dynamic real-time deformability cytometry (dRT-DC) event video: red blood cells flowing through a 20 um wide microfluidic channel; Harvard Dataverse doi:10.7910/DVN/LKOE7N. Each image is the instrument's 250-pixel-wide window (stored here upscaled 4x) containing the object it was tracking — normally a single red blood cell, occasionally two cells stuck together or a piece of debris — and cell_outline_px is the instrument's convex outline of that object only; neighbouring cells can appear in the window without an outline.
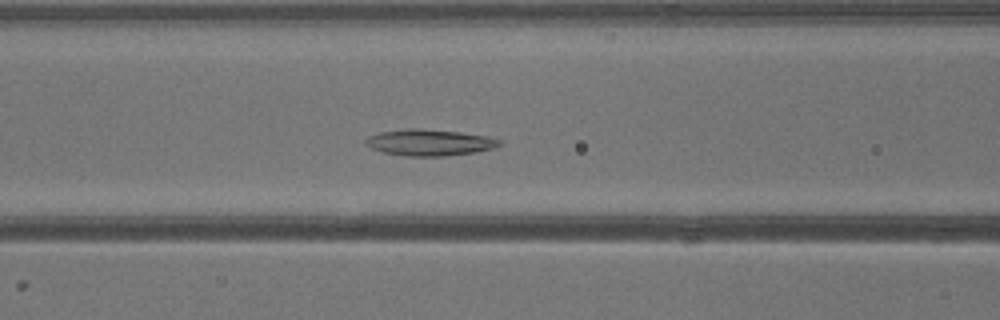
{"species": "common noctule bat (a hibernating species)", "species_latin": "Nyctalus noctula", "temperature_condition": "warm", "stored_images_in_passage": 36, "camera_frame_rate_fps": 3000, "um_per_image_px": 0.085, "animal": {"sex": "male", "body_mass_g": 13.3}, "frame": {"image": 1, "passage_image": 11, "time_ms": 3.333, "image_size_px": [1000, 320], "cell_outline_px": [[504, 144], [492, 148], [476, 152], [444, 156], [404, 156], [384, 152], [372, 148], [364, 144], [364, 140], [368, 136], [380, 132], [408, 128], [416, 128], [460, 132], [488, 136], [500, 140]], "centroid_in_image_um": [36.5, 12.11], "position_along_channel_um": 130.1, "area_um2": 20.58}}
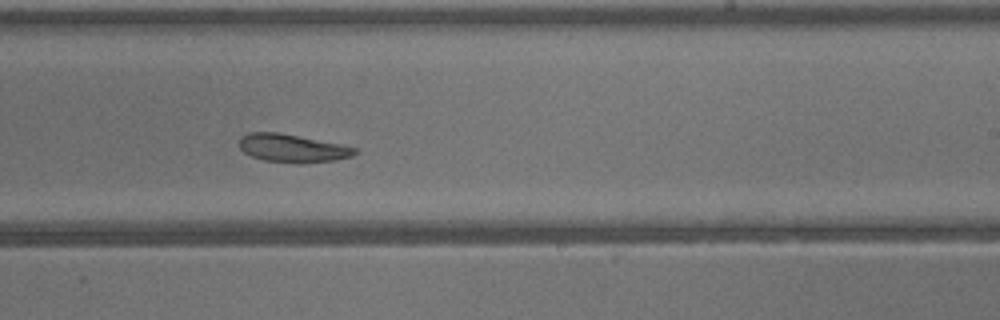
{"frame": {"image": 2, "passage_image": 19, "time_ms": 6.0, "image_size_px": [1000, 320], "cell_outline_px": [[356, 152], [352, 156], [336, 160], [304, 164], [300, 164], [264, 160], [252, 156], [244, 152], [240, 148], [240, 136], [248, 132], [276, 132], [344, 144], [356, 148]], "centroid_in_image_um": [24.87, 12.6], "position_along_channel_um": 264.1, "area_um2": 19.07}}
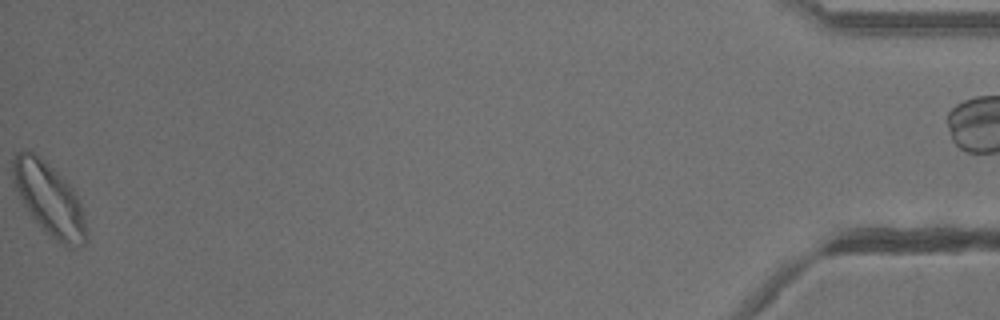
{"frame": {"image": 3, "passage_image": 35, "time_ms": 11.333, "image_size_px": [1000, 320], "cell_outline_px": [[88, 240], [80, 248], [68, 248], [60, 244], [44, 232], [32, 216], [24, 204], [12, 184], [12, 160], [16, 152], [24, 148], [28, 148], [40, 156], [72, 188], [80, 204], [84, 216], [88, 232]], "centroid_in_image_um": [4.17, 16.95], "position_along_channel_um": 431.0, "area_um2": 31.44}}